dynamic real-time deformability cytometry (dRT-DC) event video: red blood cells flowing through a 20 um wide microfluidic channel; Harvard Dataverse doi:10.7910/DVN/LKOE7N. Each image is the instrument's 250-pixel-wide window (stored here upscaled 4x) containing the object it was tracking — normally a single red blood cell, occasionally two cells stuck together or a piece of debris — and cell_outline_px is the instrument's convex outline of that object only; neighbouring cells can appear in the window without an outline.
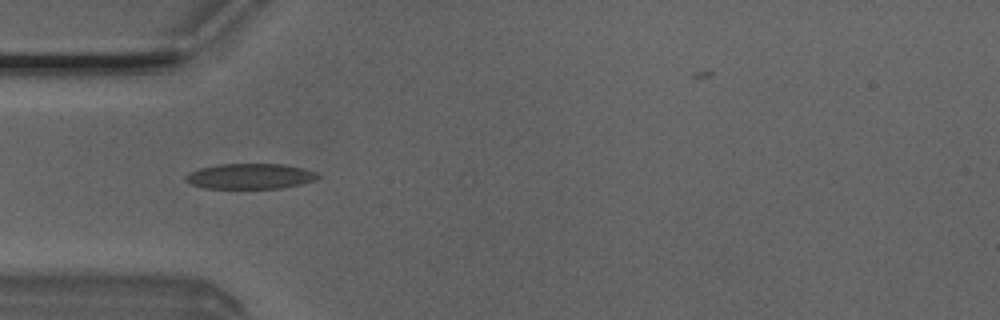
{"species": "Egyptian fruit bat (a non-hibernating species)", "species_latin": "Rousettus aegyptiacus", "temperature_condition": "room temperature", "stored_images_in_passage": 6, "camera_frame_rate_fps": 3000, "um_per_image_px": 0.085, "animal": {"sex": "male"}, "frame": {"image": 1, "passage_image": 5, "time_ms": 1.333, "image_size_px": [1000, 320], "cell_outline_px": [[320, 176], [316, 180], [300, 184], [280, 188], [204, 188], [192, 184], [184, 180], [184, 176], [188, 172], [200, 168], [220, 164], [284, 164], [316, 172]], "centroid_in_image_um": [21.23, 14.98], "position_along_channel_um": 63.8, "area_um2": 19.48}}